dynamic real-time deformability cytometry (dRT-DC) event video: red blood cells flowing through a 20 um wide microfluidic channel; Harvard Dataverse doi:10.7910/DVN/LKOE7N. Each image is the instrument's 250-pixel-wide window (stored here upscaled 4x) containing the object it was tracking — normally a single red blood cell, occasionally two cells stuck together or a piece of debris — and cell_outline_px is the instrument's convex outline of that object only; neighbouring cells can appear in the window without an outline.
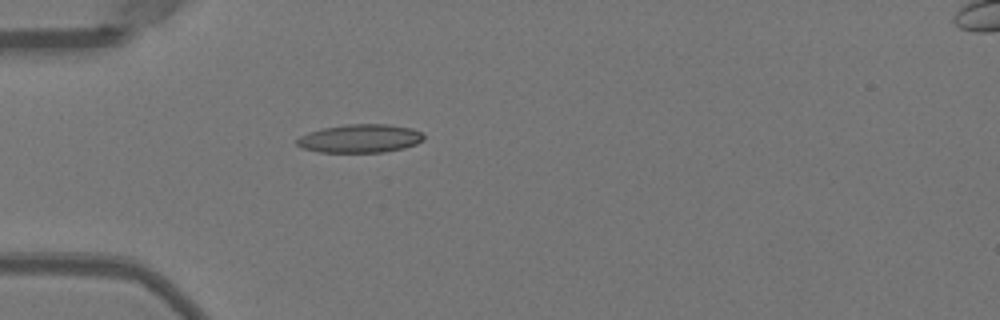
{"species": "Egyptian fruit bat (a non-hibernating species)", "species_latin": "Rousettus aegyptiacus", "temperature_condition": "warm", "stored_images_in_passage": 37, "camera_frame_rate_fps": 3000, "um_per_image_px": 0.085, "animal": {"sex": "female"}, "frame": {"image": 1, "passage_image": 1, "time_ms": 0.0, "image_size_px": [1000, 320], "cell_outline_px": [[424, 140], [416, 144], [404, 148], [384, 152], [320, 152], [304, 148], [296, 144], [296, 140], [300, 136], [308, 132], [324, 128], [348, 124], [388, 124], [412, 128], [424, 132]], "centroid_in_image_um": [30.65, 11.77], "position_along_channel_um": 54.3, "area_um2": 21.04}}
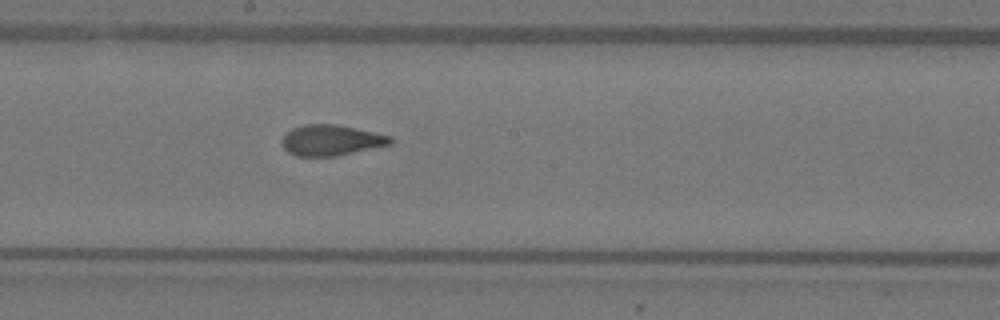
{"frame": {"image": 2, "passage_image": 14, "time_ms": 4.333, "image_size_px": [1000, 320], "cell_outline_px": [[392, 144], [336, 156], [296, 156], [288, 152], [284, 148], [280, 140], [292, 128], [304, 124], [336, 124], [392, 136]], "centroid_in_image_um": [28.13, 11.92], "position_along_channel_um": 220.1, "area_um2": 19.36}}
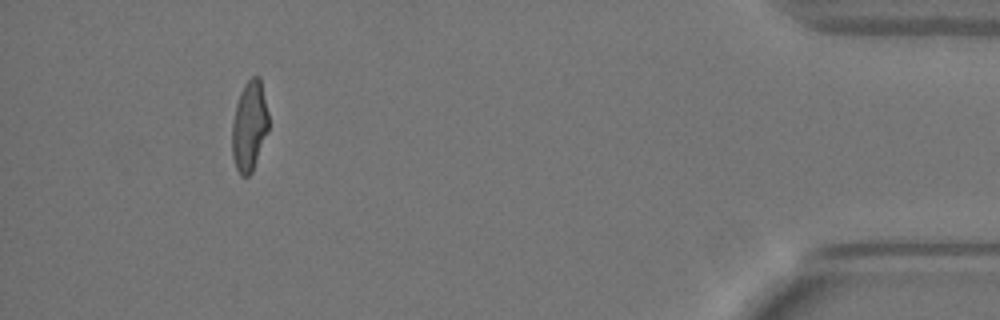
{"frame": {"image": 3, "passage_image": 33, "time_ms": 10.667, "image_size_px": [1000, 320], "cell_outline_px": [[268, 128], [252, 172], [248, 176], [240, 176], [236, 168], [232, 156], [232, 124], [236, 104], [240, 92], [244, 84], [252, 76], [260, 76], [268, 112]], "centroid_in_image_um": [21.18, 10.69], "position_along_channel_um": 414.0, "area_um2": 19.07}, "authors_computed_cell_mechanics": {"area_um2": 19.8254, "velocity_mm_per_s": 4.0098, "shape_relaxation_time_tau1_ms": 5.2692, "shape_relaxation_time_tau2_ms": 1.0069, "deformation_change_tau1": 0.217, "deformation_change_tau2": 0.0832}}